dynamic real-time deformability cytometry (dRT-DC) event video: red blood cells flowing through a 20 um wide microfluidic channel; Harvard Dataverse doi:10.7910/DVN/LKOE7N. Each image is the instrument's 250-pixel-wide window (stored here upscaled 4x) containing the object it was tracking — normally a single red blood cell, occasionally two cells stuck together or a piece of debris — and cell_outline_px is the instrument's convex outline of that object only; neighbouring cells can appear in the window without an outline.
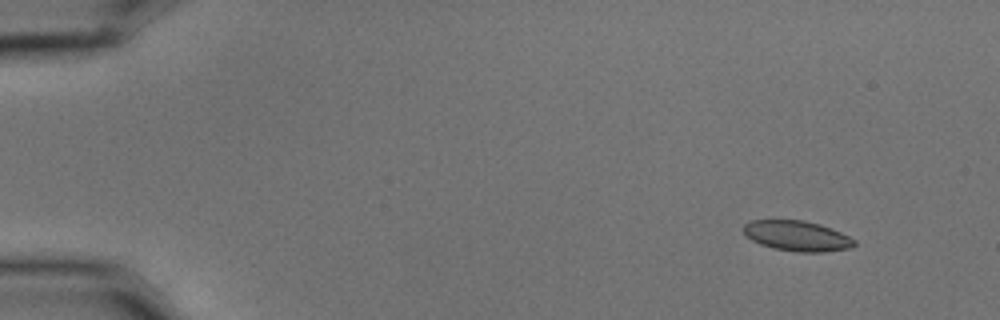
{"species": "common noctule bat (a hibernating species)", "species_latin": "Nyctalus noctula", "temperature_condition": "cold", "stored_images_in_passage": 6, "camera_frame_rate_fps": 3000, "um_per_image_px": 0.085, "animal": {"sex": "male", "body_mass_g": 15.6}, "frame": {"image": 1, "passage_image": 2, "time_ms": 0.333, "image_size_px": [1000, 320], "cell_outline_px": [[856, 244], [852, 248], [824, 252], [800, 252], [772, 248], [760, 244], [752, 240], [744, 232], [744, 224], [752, 220], [804, 220], [820, 224], [840, 232], [856, 240]], "centroid_in_image_um": [67.78, 20.05], "position_along_channel_um": 17.2, "area_um2": 19.54}}